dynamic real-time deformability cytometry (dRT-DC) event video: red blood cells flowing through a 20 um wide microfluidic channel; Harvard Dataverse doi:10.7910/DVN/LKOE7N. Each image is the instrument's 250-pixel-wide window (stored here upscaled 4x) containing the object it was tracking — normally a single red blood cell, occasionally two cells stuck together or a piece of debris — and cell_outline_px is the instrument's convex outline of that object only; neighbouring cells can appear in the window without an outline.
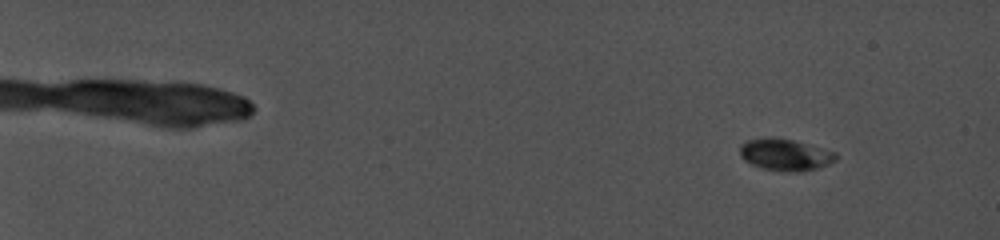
{"species": "common noctule bat (a hibernating species)", "species_latin": "Nyctalus noctula", "temperature_condition": "cold", "stored_images_in_passage": 22, "camera_frame_rate_fps": 5000, "um_per_image_px": 0.085, "animal": {"sex": "female", "body_mass_g": 19.0, "forearm_length_mm": 56.7}, "frame": {"image": 1, "passage_image": 6, "time_ms": 2.0, "image_size_px": [1000, 240], "cell_outline_px": [[840, 156], [836, 160], [820, 168], [804, 172], [784, 172], [760, 168], [744, 160], [740, 156], [740, 144], [748, 140], [772, 136], [792, 140], [836, 152]], "centroid_in_image_um": [66.75, 13.17], "position_along_channel_um": 18.2, "area_um2": 18.09}}
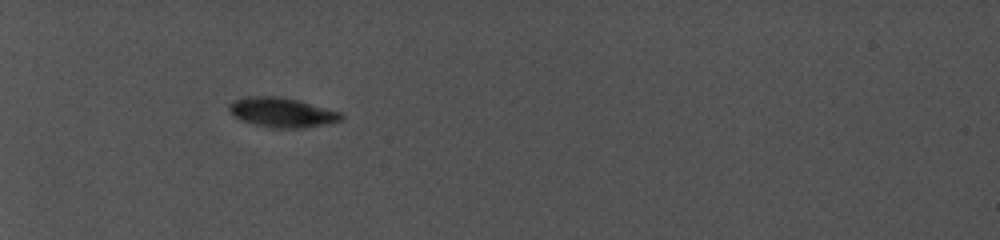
{"frame": {"image": 2, "passage_image": 20, "time_ms": 8.2, "image_size_px": [1000, 240], "cell_outline_px": [[344, 120], [304, 128], [272, 128], [240, 120], [228, 112], [228, 104], [232, 100], [248, 96], [276, 96], [300, 100], [340, 112], [344, 116]], "centroid_in_image_um": [23.94, 9.55], "position_along_channel_um": 61.1, "area_um2": 19.54}}